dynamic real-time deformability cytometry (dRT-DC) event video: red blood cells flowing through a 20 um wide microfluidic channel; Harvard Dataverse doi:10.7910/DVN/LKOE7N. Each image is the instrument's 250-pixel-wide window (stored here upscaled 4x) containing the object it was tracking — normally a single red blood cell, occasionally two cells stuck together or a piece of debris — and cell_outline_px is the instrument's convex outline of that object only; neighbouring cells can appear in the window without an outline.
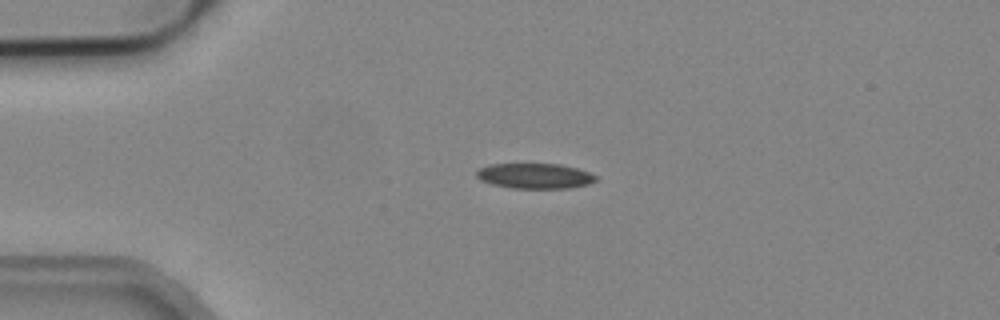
{"species": "common noctule bat (a hibernating species)", "species_latin": "Nyctalus noctula", "temperature_condition": "cold", "stored_images_in_passage": 4, "camera_frame_rate_fps": 3000, "um_per_image_px": 0.085, "animal": {"sex": "male", "body_mass_g": 19.2, "forearm_length_mm": 51.8}, "frame": {"image": 1, "passage_image": 3, "time_ms": 0.667, "image_size_px": [1000, 320], "cell_outline_px": [[600, 180], [588, 184], [568, 188], [512, 188], [492, 184], [480, 180], [476, 176], [476, 172], [480, 168], [488, 164], [560, 164], [576, 168], [600, 176]], "centroid_in_image_um": [45.5, 14.95], "position_along_channel_um": 39.5, "area_um2": 17.69}}